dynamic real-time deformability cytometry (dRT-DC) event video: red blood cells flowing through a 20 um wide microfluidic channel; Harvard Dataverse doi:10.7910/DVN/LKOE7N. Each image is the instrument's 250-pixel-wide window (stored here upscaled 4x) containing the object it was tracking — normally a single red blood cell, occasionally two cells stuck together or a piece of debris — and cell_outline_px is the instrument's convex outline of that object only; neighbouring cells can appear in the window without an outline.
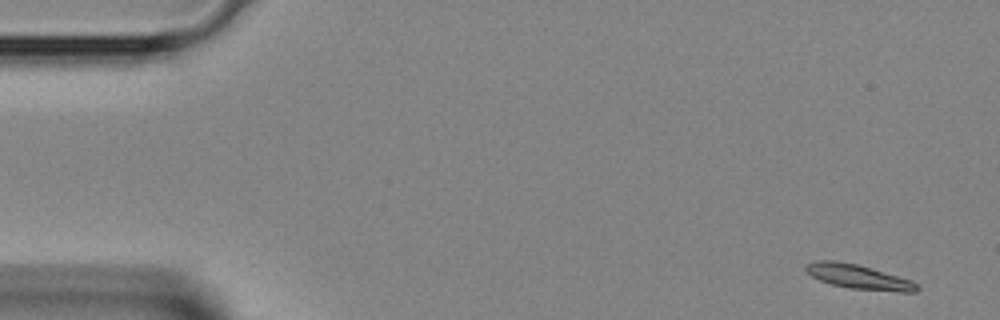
{"species": "Egyptian fruit bat (a non-hibernating species)", "species_latin": "Rousettus aegyptiacus", "temperature_condition": "room temperature", "stored_images_in_passage": 3, "camera_frame_rate_fps": 3000, "um_per_image_px": 0.085, "animal": {"sex": "female"}, "frame": {"image": 1, "passage_image": 1, "time_ms": 0.0, "image_size_px": [1000, 320], "cell_outline_px": [[920, 288], [916, 292], [900, 292], [848, 288], [832, 284], [820, 280], [812, 276], [804, 268], [808, 264], [816, 260], [836, 260], [856, 264], [912, 280], [920, 284]], "centroid_in_image_um": [73.03, 23.54], "position_along_channel_um": 12.0, "area_um2": 15.78}}
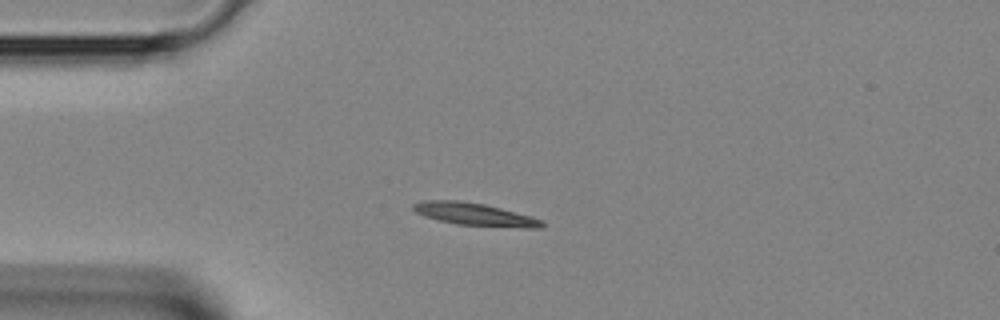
{"frame": {"image": 2, "passage_image": 3, "time_ms": 0.667, "image_size_px": [1000, 320], "cell_outline_px": [[544, 224], [540, 228], [524, 228], [456, 224], [424, 216], [416, 212], [412, 208], [412, 204], [424, 200], [460, 200], [484, 204], [532, 216], [544, 220]], "centroid_in_image_um": [40.37, 18.21], "position_along_channel_um": 44.6, "area_um2": 16.94}}